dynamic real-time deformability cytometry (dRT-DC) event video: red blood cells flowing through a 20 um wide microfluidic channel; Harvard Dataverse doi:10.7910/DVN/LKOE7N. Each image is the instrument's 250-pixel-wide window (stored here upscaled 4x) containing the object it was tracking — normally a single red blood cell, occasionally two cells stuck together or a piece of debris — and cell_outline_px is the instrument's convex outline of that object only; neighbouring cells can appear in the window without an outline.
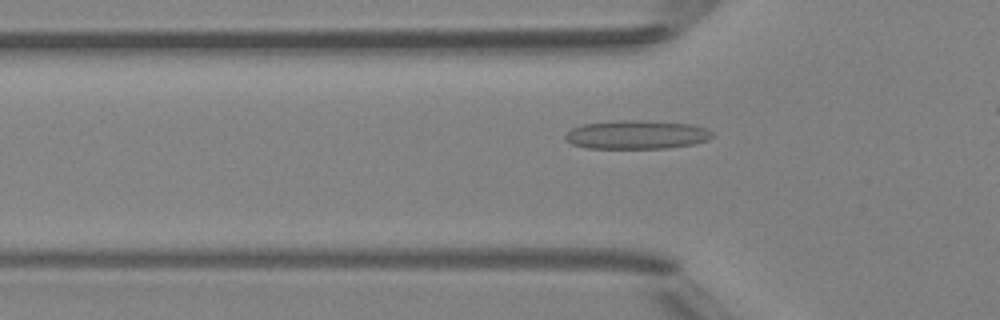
{"species": "Egyptian fruit bat (a non-hibernating species)", "species_latin": "Rousettus aegyptiacus", "temperature_condition": "room temperature", "stored_images_in_passage": 35, "camera_frame_rate_fps": 3000, "um_per_image_px": 0.085, "animal": {"sex": "female"}, "frame": {"image": 1, "passage_image": 9, "time_ms": 2.667, "image_size_px": [1000, 320], "cell_outline_px": [[712, 136], [708, 140], [692, 144], [668, 148], [588, 148], [572, 144], [564, 140], [564, 136], [572, 128], [584, 124], [616, 120], [648, 120], [692, 124], [708, 128], [712, 132]], "centroid_in_image_um": [54.12, 11.44], "position_along_channel_um": 71.7, "area_um2": 24.74}}
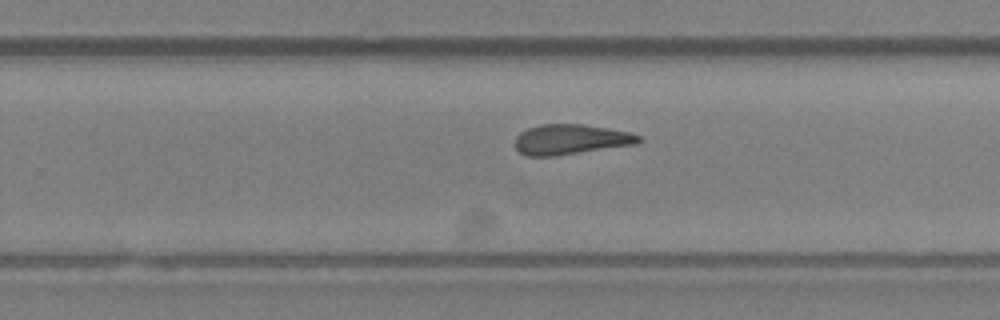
{"frame": {"image": 2, "passage_image": 24, "time_ms": 7.667, "image_size_px": [1000, 320], "cell_outline_px": [[640, 140], [636, 144], [556, 156], [528, 156], [520, 152], [516, 148], [516, 136], [520, 132], [528, 128], [540, 124], [584, 124], [608, 128], [628, 132], [640, 136]], "centroid_in_image_um": [48.48, 11.85], "position_along_channel_um": 281.3, "area_um2": 21.62}}
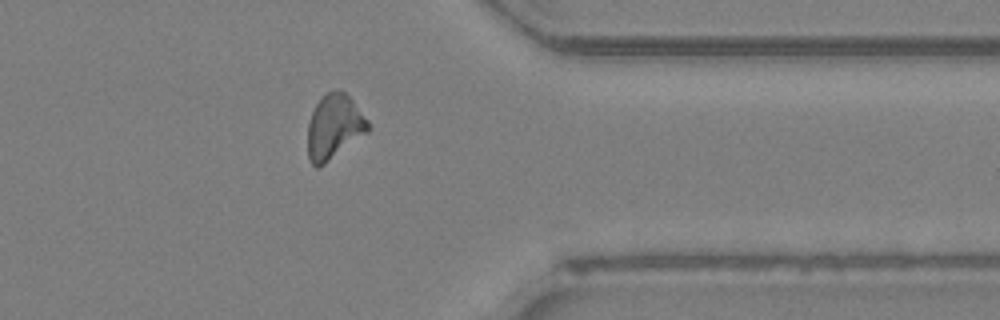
{"frame": {"image": 3, "passage_image": 32, "time_ms": 10.333, "image_size_px": [1000, 320], "cell_outline_px": [[368, 132], [324, 164], [316, 168], [308, 160], [308, 124], [312, 112], [320, 96], [328, 92], [344, 92], [352, 100], [368, 120]], "centroid_in_image_um": [28.38, 10.8], "position_along_channel_um": 383.0, "area_um2": 22.37}}